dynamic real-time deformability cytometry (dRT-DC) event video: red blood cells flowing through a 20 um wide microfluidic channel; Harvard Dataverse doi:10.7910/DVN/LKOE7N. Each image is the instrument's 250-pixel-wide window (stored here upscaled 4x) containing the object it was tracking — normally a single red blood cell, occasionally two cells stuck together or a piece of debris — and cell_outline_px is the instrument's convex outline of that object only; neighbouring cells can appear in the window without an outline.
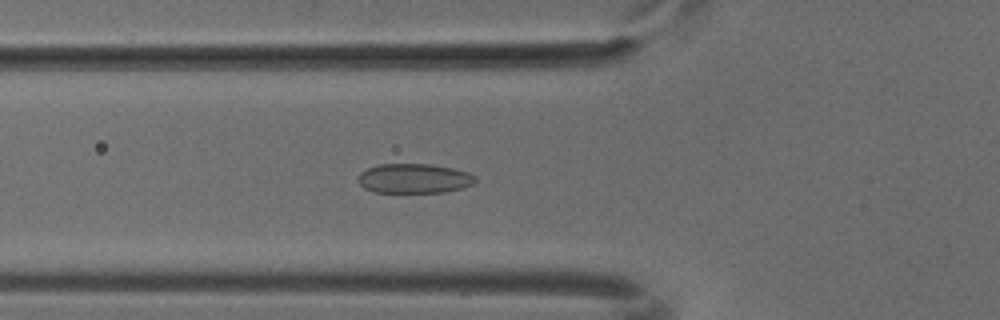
{"species": "common noctule bat (a hibernating species)", "species_latin": "Nyctalus noctula", "temperature_condition": "cold", "stored_images_in_passage": 50, "camera_frame_rate_fps": 3000, "um_per_image_px": 0.085, "animal": {"sex": "male", "body_mass_g": 18.8}, "frame": {"image": 1, "passage_image": 18, "time_ms": 5.667, "image_size_px": [1000, 320], "cell_outline_px": [[476, 180], [472, 184], [464, 188], [444, 192], [372, 192], [364, 188], [360, 184], [356, 176], [360, 172], [368, 168], [380, 164], [428, 164], [452, 168], [468, 172], [476, 176]], "centroid_in_image_um": [35.18, 15.17], "position_along_channel_um": 90.6, "area_um2": 20.29}}
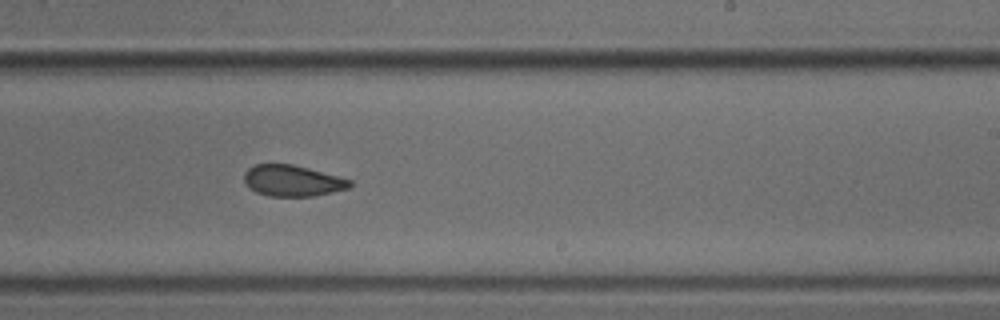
{"frame": {"image": 2, "passage_image": 31, "time_ms": 10.0, "image_size_px": [1000, 320], "cell_outline_px": [[352, 188], [312, 196], [268, 196], [256, 192], [248, 188], [244, 180], [244, 172], [248, 168], [256, 164], [292, 164], [308, 168], [352, 180]], "centroid_in_image_um": [24.85, 15.36], "position_along_channel_um": 264.1, "area_um2": 19.25}}
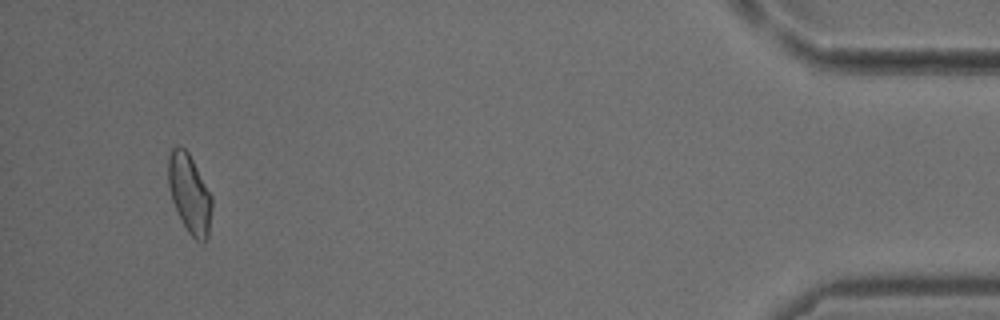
{"frame": {"image": 3, "passage_image": 48, "time_ms": 15.667, "image_size_px": [1000, 320], "cell_outline_px": [[212, 208], [208, 236], [204, 240], [196, 240], [188, 232], [172, 200], [168, 184], [168, 156], [172, 148], [176, 144], [180, 144], [188, 152], [212, 196]], "centroid_in_image_um": [16.1, 16.41], "position_along_channel_um": 419.1, "area_um2": 19.83}}